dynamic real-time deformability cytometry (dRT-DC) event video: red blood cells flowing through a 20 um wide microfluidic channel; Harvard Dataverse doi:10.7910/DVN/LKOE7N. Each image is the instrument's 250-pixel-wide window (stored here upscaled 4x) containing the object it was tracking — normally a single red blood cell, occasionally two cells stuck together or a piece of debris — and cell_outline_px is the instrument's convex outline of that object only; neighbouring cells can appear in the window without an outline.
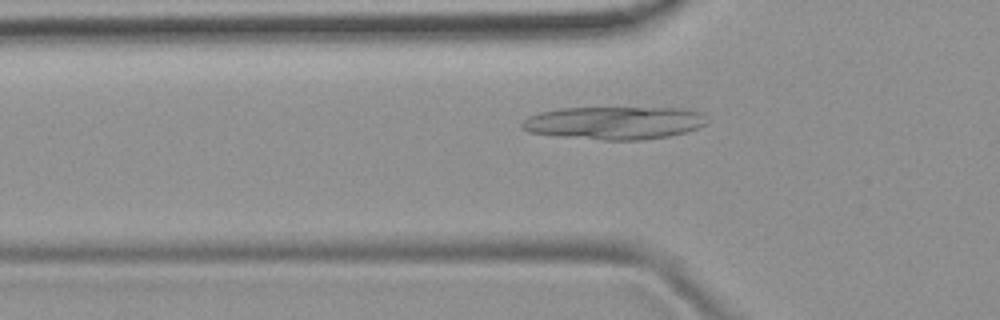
{"species": "common noctule bat (a hibernating species)", "species_latin": "Nyctalus noctula", "temperature_condition": "room temperature", "stored_images_in_passage": 40, "camera_frame_rate_fps": 3000, "um_per_image_px": 0.085, "animal": {"sex": "female", "body_mass_g": 19.9}, "frame": {"image": 1, "passage_image": 6, "time_ms": 1.667, "image_size_px": [1000, 320], "cell_outline_px": [[708, 120], [704, 124], [696, 128], [684, 132], [668, 136], [640, 140], [604, 140], [556, 136], [528, 132], [520, 128], [520, 124], [528, 116], [540, 112], [560, 108], [684, 108], [700, 112]], "centroid_in_image_um": [52.16, 10.44], "position_along_channel_um": 73.6, "area_um2": 35.49}}
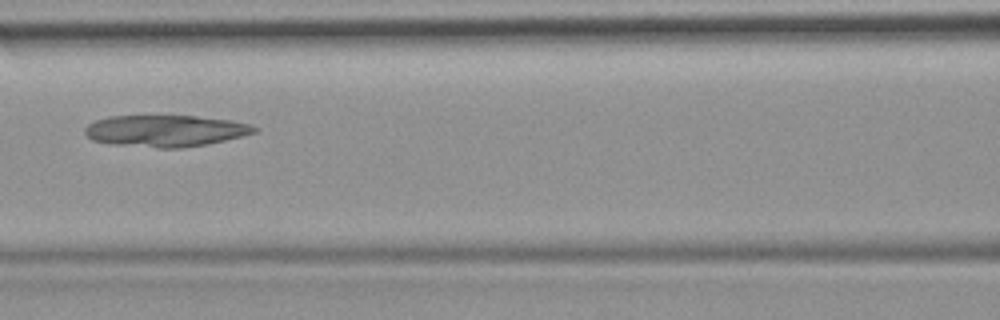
{"frame": {"image": 2, "passage_image": 12, "time_ms": 3.667, "image_size_px": [1000, 320], "cell_outline_px": [[260, 128], [256, 132], [208, 144], [180, 148], [160, 148], [108, 144], [92, 140], [84, 132], [84, 128], [88, 124], [96, 120], [108, 116], [196, 116], [228, 120], [252, 124]], "centroid_in_image_um": [14.04, 11.12], "position_along_channel_um": 152.6, "area_um2": 31.27}}
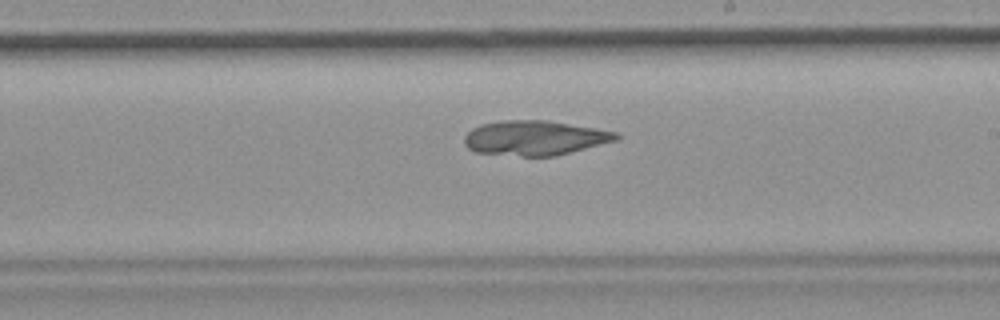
{"frame": {"image": 3, "passage_image": 19, "time_ms": 6.0, "image_size_px": [1000, 320], "cell_outline_px": [[620, 140], [556, 156], [520, 156], [476, 152], [468, 148], [464, 144], [464, 136], [472, 128], [480, 124], [504, 120], [548, 120], [620, 132]], "centroid_in_image_um": [45.51, 11.72], "position_along_channel_um": 243.5, "area_um2": 31.1}}